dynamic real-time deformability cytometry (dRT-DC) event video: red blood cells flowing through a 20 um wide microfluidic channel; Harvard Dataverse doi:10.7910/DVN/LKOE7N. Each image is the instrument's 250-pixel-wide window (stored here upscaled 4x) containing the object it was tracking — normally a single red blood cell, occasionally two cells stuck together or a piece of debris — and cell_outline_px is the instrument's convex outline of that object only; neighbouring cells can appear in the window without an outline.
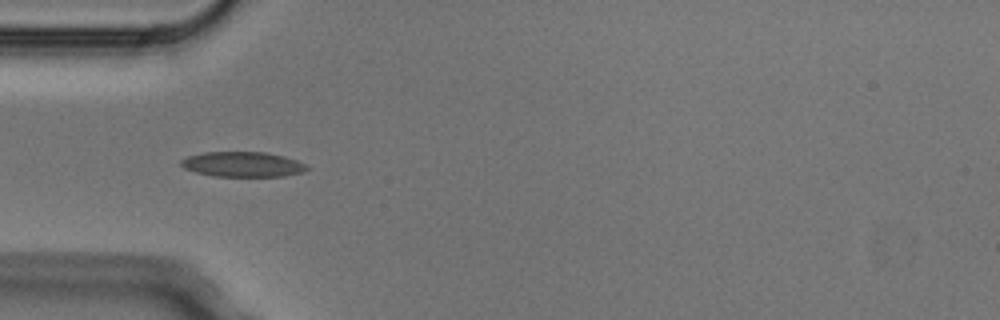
{"species": "Egyptian fruit bat (a non-hibernating species)", "species_latin": "Rousettus aegyptiacus", "temperature_condition": "cold", "stored_images_in_passage": 7, "camera_frame_rate_fps": 3000, "um_per_image_px": 0.085, "animal": {"sex": "male"}, "frame": {"image": 1, "passage_image": 4, "time_ms": 1.0, "image_size_px": [1000, 320], "cell_outline_px": [[308, 168], [300, 172], [284, 176], [212, 176], [196, 172], [184, 168], [180, 164], [180, 160], [188, 156], [204, 152], [264, 152], [284, 156], [308, 164]], "centroid_in_image_um": [20.61, 13.96], "position_along_channel_um": 64.4, "area_um2": 18.32}}
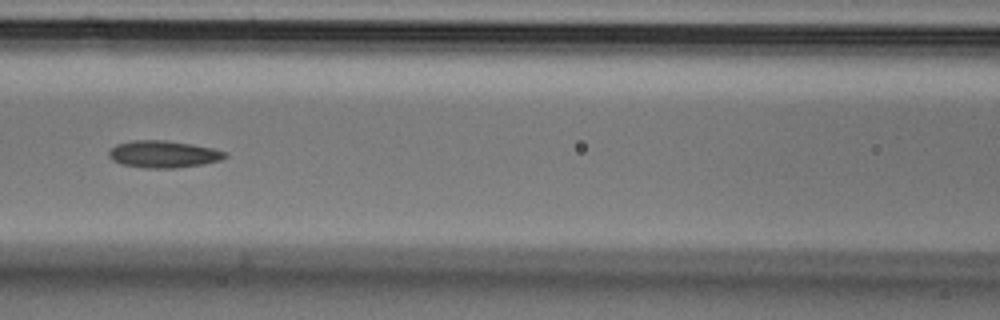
{"frame": {"image": 2, "passage_image": 6, "time_ms": 1.667, "image_size_px": [1000, 320], "cell_outline_px": [[228, 156], [220, 160], [200, 164], [176, 168], [144, 168], [120, 164], [112, 160], [108, 156], [108, 152], [116, 144], [132, 140], [164, 140], [192, 144], [212, 148], [228, 152]], "centroid_in_image_um": [13.87, 13.1], "position_along_channel_um": 152.7, "area_um2": 18.38}}
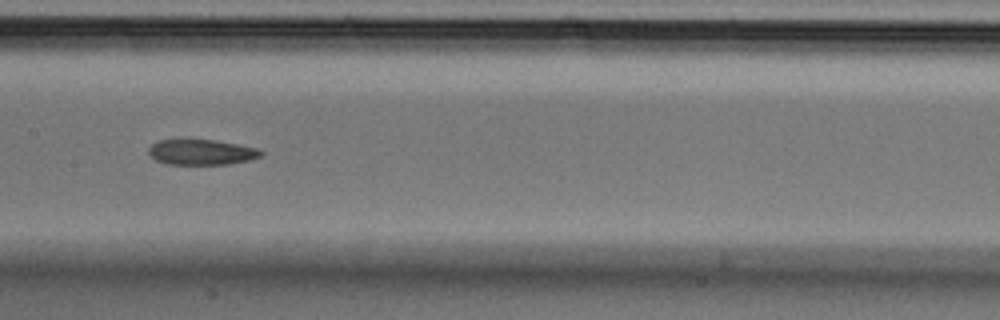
{"frame": {"image": 3, "passage_image": 7, "time_ms": 2.0, "image_size_px": [1000, 320], "cell_outline_px": [[264, 156], [248, 160], [228, 164], [164, 164], [148, 156], [148, 148], [152, 144], [160, 140], [216, 140], [256, 148], [264, 152]], "centroid_in_image_um": [17.11, 12.94], "position_along_channel_um": 190.3, "area_um2": 16.65}}